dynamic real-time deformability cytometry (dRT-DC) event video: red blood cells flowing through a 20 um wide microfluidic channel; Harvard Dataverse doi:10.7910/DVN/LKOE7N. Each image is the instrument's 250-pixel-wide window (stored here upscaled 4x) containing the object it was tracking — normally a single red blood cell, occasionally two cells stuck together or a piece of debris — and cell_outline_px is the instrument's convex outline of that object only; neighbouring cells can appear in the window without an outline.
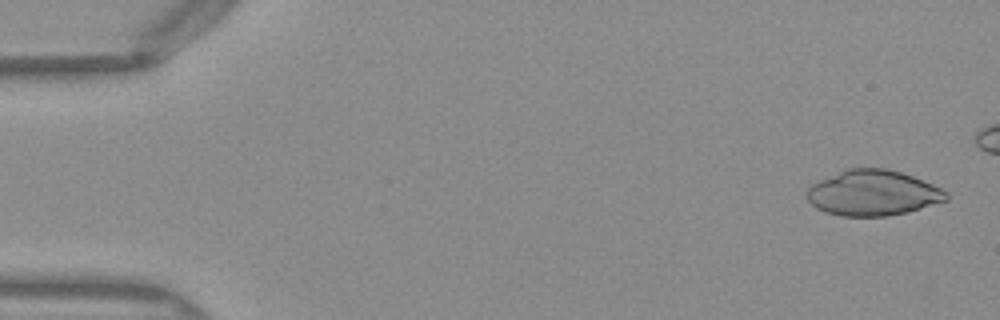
{"species": "Egyptian fruit bat (a non-hibernating species)", "species_latin": "Rousettus aegyptiacus", "temperature_condition": "warm", "stored_images_in_passage": 44, "camera_frame_rate_fps": 3000, "um_per_image_px": 0.085, "frame": {"image": 1, "passage_image": 2, "time_ms": 0.333, "image_size_px": [1000, 320], "cell_outline_px": [[948, 200], [908, 212], [888, 216], [840, 216], [824, 212], [816, 208], [804, 196], [804, 192], [812, 184], [820, 180], [848, 168], [888, 168], [912, 176], [932, 184], [948, 192]], "centroid_in_image_um": [74.18, 16.41], "position_along_channel_um": 10.8, "area_um2": 37.05}}